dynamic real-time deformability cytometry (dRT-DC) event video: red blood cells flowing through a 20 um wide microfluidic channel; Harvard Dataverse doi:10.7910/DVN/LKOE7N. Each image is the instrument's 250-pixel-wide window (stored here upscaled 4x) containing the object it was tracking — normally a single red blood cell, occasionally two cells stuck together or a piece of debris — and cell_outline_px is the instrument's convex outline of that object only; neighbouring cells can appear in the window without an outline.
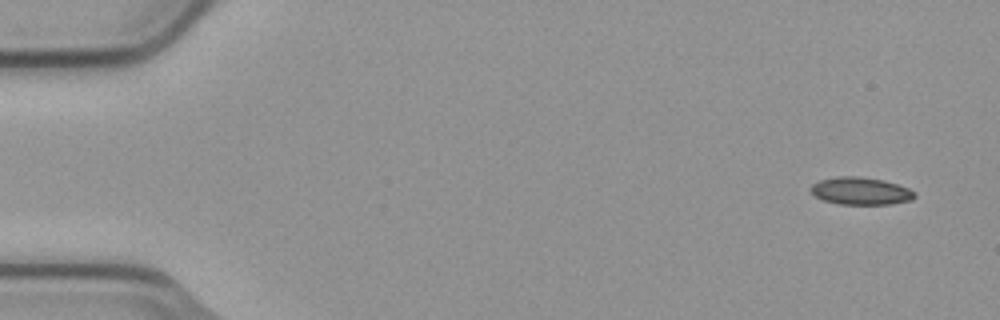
{"species": "common noctule bat (a hibernating species)", "species_latin": "Nyctalus noctula", "temperature_condition": "cold", "stored_images_in_passage": 5, "camera_frame_rate_fps": 3000, "um_per_image_px": 0.085, "animal": {"sex": "male", "body_mass_g": 23.1, "forearm_length_mm": 52.7}, "frame": {"image": 1, "passage_image": 2, "time_ms": 0.333, "image_size_px": [1000, 320], "cell_outline_px": [[916, 196], [912, 200], [892, 204], [840, 204], [824, 200], [816, 196], [808, 188], [812, 184], [820, 180], [836, 176], [860, 176], [884, 180], [908, 188], [916, 192]], "centroid_in_image_um": [73.17, 16.23], "position_along_channel_um": 11.8, "area_um2": 16.7}}
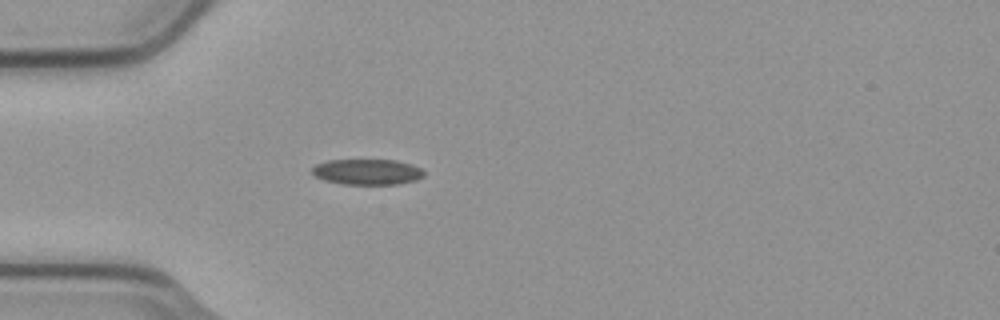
{"frame": {"image": 2, "passage_image": 5, "time_ms": 1.333, "image_size_px": [1000, 320], "cell_outline_px": [[424, 176], [416, 180], [396, 184], [344, 184], [324, 180], [316, 176], [312, 172], [312, 168], [316, 164], [328, 160], [396, 160], [420, 168], [424, 172]], "centroid_in_image_um": [31.2, 14.61], "position_along_channel_um": 53.8, "area_um2": 16.53}}